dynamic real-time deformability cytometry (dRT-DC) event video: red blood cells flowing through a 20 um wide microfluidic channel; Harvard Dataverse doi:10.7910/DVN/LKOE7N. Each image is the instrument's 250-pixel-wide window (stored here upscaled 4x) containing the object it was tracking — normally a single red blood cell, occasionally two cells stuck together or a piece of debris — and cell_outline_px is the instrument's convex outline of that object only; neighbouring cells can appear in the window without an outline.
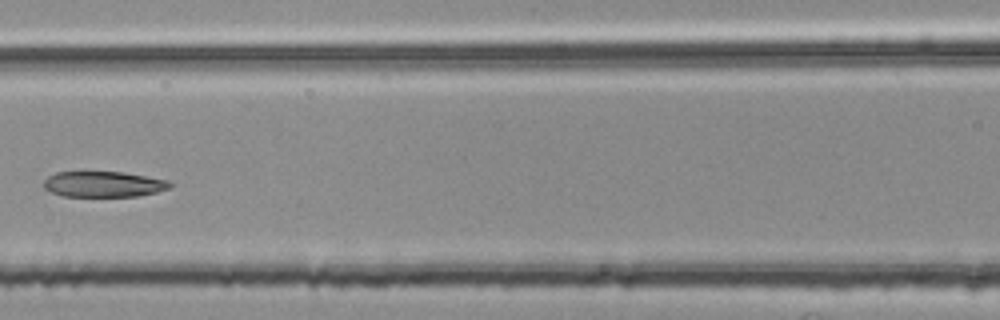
{"species": "common noctule bat (a hibernating species)", "species_latin": "Nyctalus noctula", "temperature_condition": "room temperature", "stored_images_in_passage": 5, "segment_of_instrument_passage": [2, 2], "camera_frame_rate_fps": 3000, "um_per_image_px": 0.085, "animal": {"sex": "female", "body_mass_g": 25.1}, "frame": {"image": 1, "passage_image": 5, "time_ms": 1.333, "image_size_px": [1000, 320], "cell_outline_px": [[172, 188], [156, 192], [136, 196], [64, 196], [52, 192], [44, 188], [44, 180], [48, 176], [56, 172], [124, 172], [168, 180], [172, 184]], "centroid_in_image_um": [8.82, 15.65], "position_along_channel_um": 157.8, "area_um2": 18.84}}